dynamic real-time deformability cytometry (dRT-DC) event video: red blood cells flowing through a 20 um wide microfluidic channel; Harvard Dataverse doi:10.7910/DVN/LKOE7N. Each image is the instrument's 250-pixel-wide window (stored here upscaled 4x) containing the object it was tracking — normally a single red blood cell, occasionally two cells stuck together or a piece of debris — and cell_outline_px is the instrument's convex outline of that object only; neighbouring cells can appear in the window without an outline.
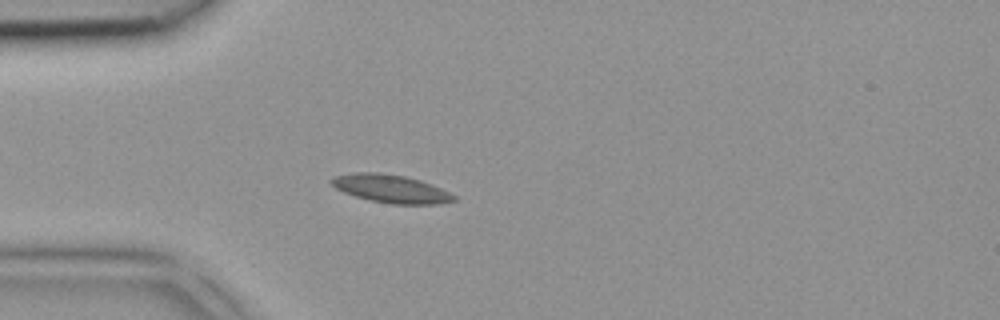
{"species": "common noctule bat (a hibernating species)", "species_latin": "Nyctalus noctula", "temperature_condition": "room temperature", "stored_images_in_passage": 4, "camera_frame_rate_fps": 3000, "um_per_image_px": 0.085, "animal": {"sex": "female", "body_mass_g": 18.4}, "frame": {"image": 1, "passage_image": 4, "time_ms": 1.0, "image_size_px": [1000, 320], "cell_outline_px": [[456, 200], [436, 204], [392, 204], [372, 200], [356, 196], [344, 192], [336, 188], [328, 180], [336, 176], [352, 172], [380, 172], [404, 176], [420, 180], [432, 184], [456, 196]], "centroid_in_image_um": [33.22, 16.03], "position_along_channel_um": 51.8, "area_um2": 19.88}}